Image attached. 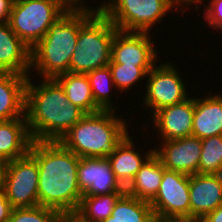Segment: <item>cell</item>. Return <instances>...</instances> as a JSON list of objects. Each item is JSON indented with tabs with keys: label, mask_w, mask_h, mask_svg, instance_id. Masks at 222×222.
Masks as SVG:
<instances>
[{
	"label": "cell",
	"mask_w": 222,
	"mask_h": 222,
	"mask_svg": "<svg viewBox=\"0 0 222 222\" xmlns=\"http://www.w3.org/2000/svg\"><path fill=\"white\" fill-rule=\"evenodd\" d=\"M30 50L8 23H0V72L29 76Z\"/></svg>",
	"instance_id": "16"
},
{
	"label": "cell",
	"mask_w": 222,
	"mask_h": 222,
	"mask_svg": "<svg viewBox=\"0 0 222 222\" xmlns=\"http://www.w3.org/2000/svg\"><path fill=\"white\" fill-rule=\"evenodd\" d=\"M55 79L63 87L68 101L79 107L85 114L102 111L95 104L87 74L67 72L56 76Z\"/></svg>",
	"instance_id": "22"
},
{
	"label": "cell",
	"mask_w": 222,
	"mask_h": 222,
	"mask_svg": "<svg viewBox=\"0 0 222 222\" xmlns=\"http://www.w3.org/2000/svg\"><path fill=\"white\" fill-rule=\"evenodd\" d=\"M150 205L155 217H190L189 175L166 169Z\"/></svg>",
	"instance_id": "9"
},
{
	"label": "cell",
	"mask_w": 222,
	"mask_h": 222,
	"mask_svg": "<svg viewBox=\"0 0 222 222\" xmlns=\"http://www.w3.org/2000/svg\"><path fill=\"white\" fill-rule=\"evenodd\" d=\"M14 0H0V23H8Z\"/></svg>",
	"instance_id": "30"
},
{
	"label": "cell",
	"mask_w": 222,
	"mask_h": 222,
	"mask_svg": "<svg viewBox=\"0 0 222 222\" xmlns=\"http://www.w3.org/2000/svg\"><path fill=\"white\" fill-rule=\"evenodd\" d=\"M38 175L37 161L29 152L7 163L3 193L13 208L39 205Z\"/></svg>",
	"instance_id": "8"
},
{
	"label": "cell",
	"mask_w": 222,
	"mask_h": 222,
	"mask_svg": "<svg viewBox=\"0 0 222 222\" xmlns=\"http://www.w3.org/2000/svg\"><path fill=\"white\" fill-rule=\"evenodd\" d=\"M134 144L127 134L117 145L115 151L107 157L117 180L126 188L137 174L143 163L154 153V150L147 152L142 160L141 155L134 151Z\"/></svg>",
	"instance_id": "21"
},
{
	"label": "cell",
	"mask_w": 222,
	"mask_h": 222,
	"mask_svg": "<svg viewBox=\"0 0 222 222\" xmlns=\"http://www.w3.org/2000/svg\"><path fill=\"white\" fill-rule=\"evenodd\" d=\"M7 161L0 158V192H3Z\"/></svg>",
	"instance_id": "36"
},
{
	"label": "cell",
	"mask_w": 222,
	"mask_h": 222,
	"mask_svg": "<svg viewBox=\"0 0 222 222\" xmlns=\"http://www.w3.org/2000/svg\"><path fill=\"white\" fill-rule=\"evenodd\" d=\"M205 18L211 27L222 29V14H206Z\"/></svg>",
	"instance_id": "34"
},
{
	"label": "cell",
	"mask_w": 222,
	"mask_h": 222,
	"mask_svg": "<svg viewBox=\"0 0 222 222\" xmlns=\"http://www.w3.org/2000/svg\"><path fill=\"white\" fill-rule=\"evenodd\" d=\"M167 222H203L202 218L196 217H171L165 219Z\"/></svg>",
	"instance_id": "35"
},
{
	"label": "cell",
	"mask_w": 222,
	"mask_h": 222,
	"mask_svg": "<svg viewBox=\"0 0 222 222\" xmlns=\"http://www.w3.org/2000/svg\"><path fill=\"white\" fill-rule=\"evenodd\" d=\"M68 8L62 0H14L8 24L32 49Z\"/></svg>",
	"instance_id": "6"
},
{
	"label": "cell",
	"mask_w": 222,
	"mask_h": 222,
	"mask_svg": "<svg viewBox=\"0 0 222 222\" xmlns=\"http://www.w3.org/2000/svg\"><path fill=\"white\" fill-rule=\"evenodd\" d=\"M201 150V139L190 136L165 140L162 149H155L154 154L167 170L191 176L198 173Z\"/></svg>",
	"instance_id": "13"
},
{
	"label": "cell",
	"mask_w": 222,
	"mask_h": 222,
	"mask_svg": "<svg viewBox=\"0 0 222 222\" xmlns=\"http://www.w3.org/2000/svg\"><path fill=\"white\" fill-rule=\"evenodd\" d=\"M192 136L200 138L222 135V96L194 98Z\"/></svg>",
	"instance_id": "18"
},
{
	"label": "cell",
	"mask_w": 222,
	"mask_h": 222,
	"mask_svg": "<svg viewBox=\"0 0 222 222\" xmlns=\"http://www.w3.org/2000/svg\"><path fill=\"white\" fill-rule=\"evenodd\" d=\"M202 150L198 164L200 174H222V135L201 140Z\"/></svg>",
	"instance_id": "25"
},
{
	"label": "cell",
	"mask_w": 222,
	"mask_h": 222,
	"mask_svg": "<svg viewBox=\"0 0 222 222\" xmlns=\"http://www.w3.org/2000/svg\"><path fill=\"white\" fill-rule=\"evenodd\" d=\"M194 99L164 107L153 115V122L164 141L192 136Z\"/></svg>",
	"instance_id": "15"
},
{
	"label": "cell",
	"mask_w": 222,
	"mask_h": 222,
	"mask_svg": "<svg viewBox=\"0 0 222 222\" xmlns=\"http://www.w3.org/2000/svg\"><path fill=\"white\" fill-rule=\"evenodd\" d=\"M118 29L96 10L79 28L69 72L87 74L110 63L113 37Z\"/></svg>",
	"instance_id": "5"
},
{
	"label": "cell",
	"mask_w": 222,
	"mask_h": 222,
	"mask_svg": "<svg viewBox=\"0 0 222 222\" xmlns=\"http://www.w3.org/2000/svg\"><path fill=\"white\" fill-rule=\"evenodd\" d=\"M203 222H222V205L203 218Z\"/></svg>",
	"instance_id": "32"
},
{
	"label": "cell",
	"mask_w": 222,
	"mask_h": 222,
	"mask_svg": "<svg viewBox=\"0 0 222 222\" xmlns=\"http://www.w3.org/2000/svg\"><path fill=\"white\" fill-rule=\"evenodd\" d=\"M160 65L158 67L155 65V68L147 73L149 80L144 104L149 108L152 107L153 114L164 107L188 99L187 90L177 70L168 63Z\"/></svg>",
	"instance_id": "10"
},
{
	"label": "cell",
	"mask_w": 222,
	"mask_h": 222,
	"mask_svg": "<svg viewBox=\"0 0 222 222\" xmlns=\"http://www.w3.org/2000/svg\"><path fill=\"white\" fill-rule=\"evenodd\" d=\"M32 141L26 117L0 121V158L9 162L25 156Z\"/></svg>",
	"instance_id": "19"
},
{
	"label": "cell",
	"mask_w": 222,
	"mask_h": 222,
	"mask_svg": "<svg viewBox=\"0 0 222 222\" xmlns=\"http://www.w3.org/2000/svg\"><path fill=\"white\" fill-rule=\"evenodd\" d=\"M150 222H167L164 218L155 217Z\"/></svg>",
	"instance_id": "39"
},
{
	"label": "cell",
	"mask_w": 222,
	"mask_h": 222,
	"mask_svg": "<svg viewBox=\"0 0 222 222\" xmlns=\"http://www.w3.org/2000/svg\"><path fill=\"white\" fill-rule=\"evenodd\" d=\"M154 218L149 202L126 192L117 200L111 215L102 222H150Z\"/></svg>",
	"instance_id": "23"
},
{
	"label": "cell",
	"mask_w": 222,
	"mask_h": 222,
	"mask_svg": "<svg viewBox=\"0 0 222 222\" xmlns=\"http://www.w3.org/2000/svg\"><path fill=\"white\" fill-rule=\"evenodd\" d=\"M205 14H222V0H211Z\"/></svg>",
	"instance_id": "33"
},
{
	"label": "cell",
	"mask_w": 222,
	"mask_h": 222,
	"mask_svg": "<svg viewBox=\"0 0 222 222\" xmlns=\"http://www.w3.org/2000/svg\"><path fill=\"white\" fill-rule=\"evenodd\" d=\"M174 3H176V5L178 6V3H186L187 2V4H190L191 5V3H198L199 2V0H172Z\"/></svg>",
	"instance_id": "38"
},
{
	"label": "cell",
	"mask_w": 222,
	"mask_h": 222,
	"mask_svg": "<svg viewBox=\"0 0 222 222\" xmlns=\"http://www.w3.org/2000/svg\"><path fill=\"white\" fill-rule=\"evenodd\" d=\"M34 86L28 77L25 116L33 141H60L86 114L70 103L55 78Z\"/></svg>",
	"instance_id": "2"
},
{
	"label": "cell",
	"mask_w": 222,
	"mask_h": 222,
	"mask_svg": "<svg viewBox=\"0 0 222 222\" xmlns=\"http://www.w3.org/2000/svg\"><path fill=\"white\" fill-rule=\"evenodd\" d=\"M29 153L39 167V205L76 212L83 196L77 179L79 157L59 141H32Z\"/></svg>",
	"instance_id": "1"
},
{
	"label": "cell",
	"mask_w": 222,
	"mask_h": 222,
	"mask_svg": "<svg viewBox=\"0 0 222 222\" xmlns=\"http://www.w3.org/2000/svg\"><path fill=\"white\" fill-rule=\"evenodd\" d=\"M124 193H110L94 196H82L78 213L87 222H102L107 219Z\"/></svg>",
	"instance_id": "24"
},
{
	"label": "cell",
	"mask_w": 222,
	"mask_h": 222,
	"mask_svg": "<svg viewBox=\"0 0 222 222\" xmlns=\"http://www.w3.org/2000/svg\"><path fill=\"white\" fill-rule=\"evenodd\" d=\"M77 179L83 196L125 193L107 158L79 157Z\"/></svg>",
	"instance_id": "11"
},
{
	"label": "cell",
	"mask_w": 222,
	"mask_h": 222,
	"mask_svg": "<svg viewBox=\"0 0 222 222\" xmlns=\"http://www.w3.org/2000/svg\"><path fill=\"white\" fill-rule=\"evenodd\" d=\"M13 207L3 192H0V222H8Z\"/></svg>",
	"instance_id": "29"
},
{
	"label": "cell",
	"mask_w": 222,
	"mask_h": 222,
	"mask_svg": "<svg viewBox=\"0 0 222 222\" xmlns=\"http://www.w3.org/2000/svg\"><path fill=\"white\" fill-rule=\"evenodd\" d=\"M113 113L114 110L86 114L59 142L80 158L109 157L128 134L124 120Z\"/></svg>",
	"instance_id": "4"
},
{
	"label": "cell",
	"mask_w": 222,
	"mask_h": 222,
	"mask_svg": "<svg viewBox=\"0 0 222 222\" xmlns=\"http://www.w3.org/2000/svg\"><path fill=\"white\" fill-rule=\"evenodd\" d=\"M68 7H82L83 8V5L82 6H79L78 5V2L80 0H62ZM82 1V0H81Z\"/></svg>",
	"instance_id": "37"
},
{
	"label": "cell",
	"mask_w": 222,
	"mask_h": 222,
	"mask_svg": "<svg viewBox=\"0 0 222 222\" xmlns=\"http://www.w3.org/2000/svg\"><path fill=\"white\" fill-rule=\"evenodd\" d=\"M61 212L41 205L13 208L8 222H58Z\"/></svg>",
	"instance_id": "28"
},
{
	"label": "cell",
	"mask_w": 222,
	"mask_h": 222,
	"mask_svg": "<svg viewBox=\"0 0 222 222\" xmlns=\"http://www.w3.org/2000/svg\"><path fill=\"white\" fill-rule=\"evenodd\" d=\"M28 77L30 76L0 72V121L26 117Z\"/></svg>",
	"instance_id": "17"
},
{
	"label": "cell",
	"mask_w": 222,
	"mask_h": 222,
	"mask_svg": "<svg viewBox=\"0 0 222 222\" xmlns=\"http://www.w3.org/2000/svg\"><path fill=\"white\" fill-rule=\"evenodd\" d=\"M85 7H69L30 50V66H36L43 78H55L69 72L79 28L96 11Z\"/></svg>",
	"instance_id": "3"
},
{
	"label": "cell",
	"mask_w": 222,
	"mask_h": 222,
	"mask_svg": "<svg viewBox=\"0 0 222 222\" xmlns=\"http://www.w3.org/2000/svg\"><path fill=\"white\" fill-rule=\"evenodd\" d=\"M58 222H87L78 213L68 212L61 213Z\"/></svg>",
	"instance_id": "31"
},
{
	"label": "cell",
	"mask_w": 222,
	"mask_h": 222,
	"mask_svg": "<svg viewBox=\"0 0 222 222\" xmlns=\"http://www.w3.org/2000/svg\"><path fill=\"white\" fill-rule=\"evenodd\" d=\"M111 69L113 82L120 90L128 89L140 78L145 77L154 66H134L115 63L112 59L108 64Z\"/></svg>",
	"instance_id": "27"
},
{
	"label": "cell",
	"mask_w": 222,
	"mask_h": 222,
	"mask_svg": "<svg viewBox=\"0 0 222 222\" xmlns=\"http://www.w3.org/2000/svg\"><path fill=\"white\" fill-rule=\"evenodd\" d=\"M148 32L117 30L112 42L111 59L115 63L155 66L158 56Z\"/></svg>",
	"instance_id": "12"
},
{
	"label": "cell",
	"mask_w": 222,
	"mask_h": 222,
	"mask_svg": "<svg viewBox=\"0 0 222 222\" xmlns=\"http://www.w3.org/2000/svg\"><path fill=\"white\" fill-rule=\"evenodd\" d=\"M190 216L204 218L222 205V174L189 176Z\"/></svg>",
	"instance_id": "14"
},
{
	"label": "cell",
	"mask_w": 222,
	"mask_h": 222,
	"mask_svg": "<svg viewBox=\"0 0 222 222\" xmlns=\"http://www.w3.org/2000/svg\"><path fill=\"white\" fill-rule=\"evenodd\" d=\"M90 81L91 92L95 104L102 111H111L112 104L109 100V86L114 84L109 65L90 71L87 73ZM110 82V83H109ZM109 85V86H108Z\"/></svg>",
	"instance_id": "26"
},
{
	"label": "cell",
	"mask_w": 222,
	"mask_h": 222,
	"mask_svg": "<svg viewBox=\"0 0 222 222\" xmlns=\"http://www.w3.org/2000/svg\"><path fill=\"white\" fill-rule=\"evenodd\" d=\"M165 170L160 159L153 153L140 167L125 192L150 203L159 190Z\"/></svg>",
	"instance_id": "20"
},
{
	"label": "cell",
	"mask_w": 222,
	"mask_h": 222,
	"mask_svg": "<svg viewBox=\"0 0 222 222\" xmlns=\"http://www.w3.org/2000/svg\"><path fill=\"white\" fill-rule=\"evenodd\" d=\"M175 4L172 0H112L97 10L118 30L148 32Z\"/></svg>",
	"instance_id": "7"
}]
</instances>
